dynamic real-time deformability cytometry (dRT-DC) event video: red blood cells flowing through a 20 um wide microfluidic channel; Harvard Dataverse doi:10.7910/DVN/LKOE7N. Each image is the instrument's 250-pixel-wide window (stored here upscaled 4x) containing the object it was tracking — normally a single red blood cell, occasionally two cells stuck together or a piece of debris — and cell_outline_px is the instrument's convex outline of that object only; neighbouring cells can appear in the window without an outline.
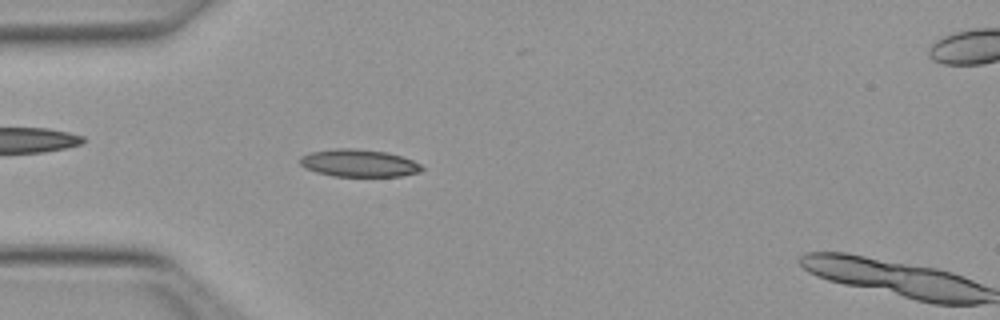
{"species": "Egyptian fruit bat (a non-hibernating species)", "species_latin": "Rousettus aegyptiacus", "temperature_condition": "warm", "stored_images_in_passage": 51, "camera_frame_rate_fps": 3000, "um_per_image_px": 0.085, "animal": {"sex": "female"}, "frame": {"image": 1, "passage_image": 15, "time_ms": 4.667, "image_size_px": [1000, 320], "cell_outline_px": [[424, 168], [420, 172], [400, 176], [332, 176], [316, 172], [304, 168], [300, 164], [300, 156], [312, 152], [336, 148], [352, 148], [388, 152], [412, 160], [420, 164]], "centroid_in_image_um": [30.49, 13.86], "position_along_channel_um": 54.5, "area_um2": 19.48}}
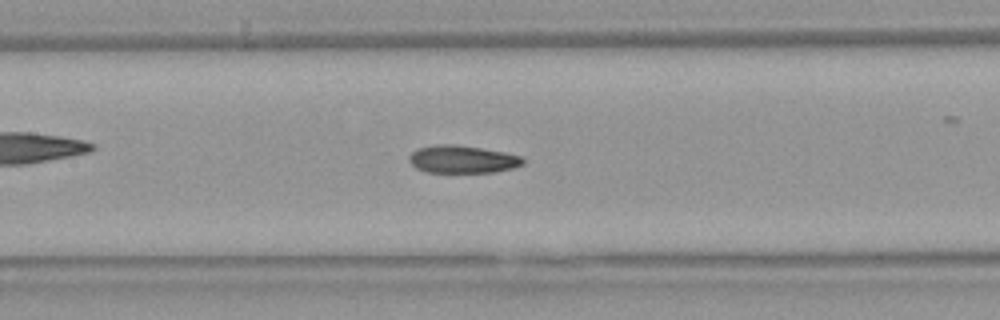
{"frame": {"image": 2, "passage_image": 24, "time_ms": 7.667, "image_size_px": [1000, 320], "cell_outline_px": [[524, 164], [512, 168], [496, 172], [424, 172], [416, 168], [408, 160], [408, 156], [416, 148], [436, 144], [456, 144], [504, 152], [520, 156], [524, 160]], "centroid_in_image_um": [39.26, 13.53], "position_along_channel_um": 168.1, "area_um2": 18.44}}
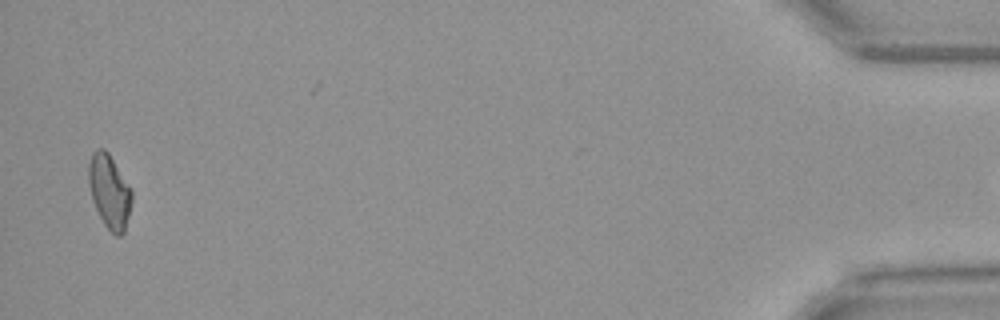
{"frame": {"image": 3, "passage_image": 50, "time_ms": 16.333, "image_size_px": [1000, 320], "cell_outline_px": [[132, 200], [124, 232], [120, 236], [116, 236], [104, 224], [92, 200], [88, 184], [88, 164], [92, 152], [96, 148], [104, 148], [108, 152], [132, 192]], "centroid_in_image_um": [9.27, 16.25], "position_along_channel_um": 425.9, "area_um2": 18.32}}